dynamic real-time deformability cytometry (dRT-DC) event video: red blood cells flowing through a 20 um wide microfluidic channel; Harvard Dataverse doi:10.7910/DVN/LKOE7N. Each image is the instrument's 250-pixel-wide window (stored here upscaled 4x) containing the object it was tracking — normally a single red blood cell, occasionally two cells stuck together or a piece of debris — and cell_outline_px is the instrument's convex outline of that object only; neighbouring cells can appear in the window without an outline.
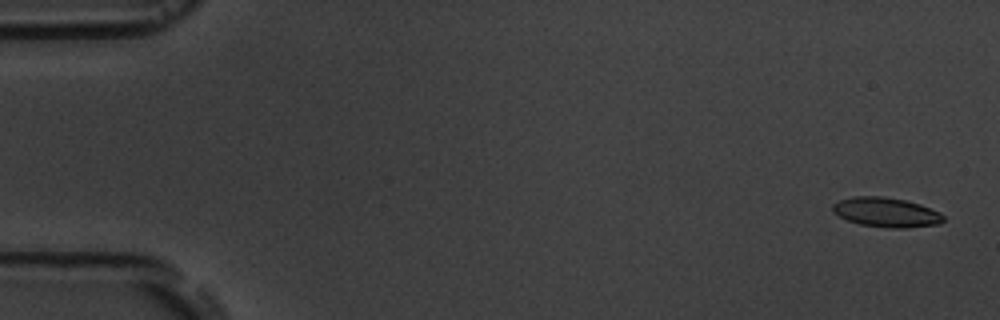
{"species": "common noctule bat (a hibernating species)", "species_latin": "Nyctalus noctula", "temperature_condition": "room temperature", "stored_images_in_passage": 5, "camera_frame_rate_fps": 3000, "um_per_image_px": 0.085, "animal": {"sex": "male", "body_mass_g": 19.5, "forearm_length_mm": 54.6}, "frame": {"image": 1, "passage_image": 1, "time_ms": 0.0, "image_size_px": [1000, 320], "cell_outline_px": [[944, 220], [940, 224], [908, 228], [892, 228], [860, 224], [848, 220], [832, 212], [832, 204], [840, 200], [852, 196], [884, 196], [904, 200], [920, 204], [940, 212], [944, 216]], "centroid_in_image_um": [75.34, 18.04], "position_along_channel_um": 9.7, "area_um2": 19.13}}
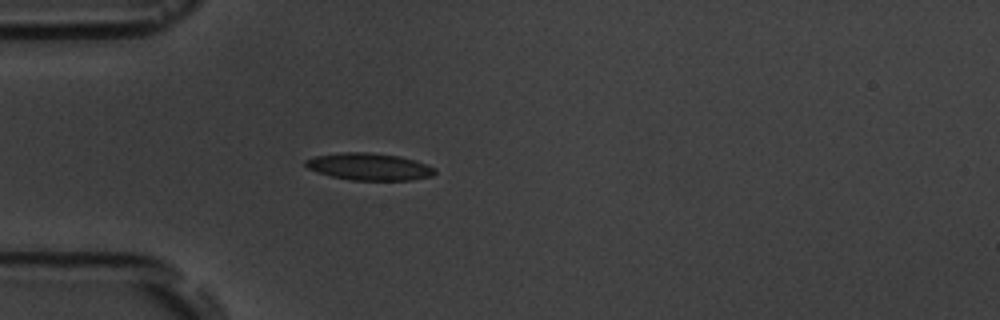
{"frame": {"image": 2, "passage_image": 5, "time_ms": 4.667, "image_size_px": [1000, 320], "cell_outline_px": [[436, 172], [432, 176], [408, 180], [352, 180], [332, 176], [316, 172], [308, 168], [304, 164], [304, 160], [316, 156], [340, 152], [368, 152], [400, 156], [416, 160], [436, 168]], "centroid_in_image_um": [31.38, 14.16], "position_along_channel_um": 53.6, "area_um2": 20.46}}